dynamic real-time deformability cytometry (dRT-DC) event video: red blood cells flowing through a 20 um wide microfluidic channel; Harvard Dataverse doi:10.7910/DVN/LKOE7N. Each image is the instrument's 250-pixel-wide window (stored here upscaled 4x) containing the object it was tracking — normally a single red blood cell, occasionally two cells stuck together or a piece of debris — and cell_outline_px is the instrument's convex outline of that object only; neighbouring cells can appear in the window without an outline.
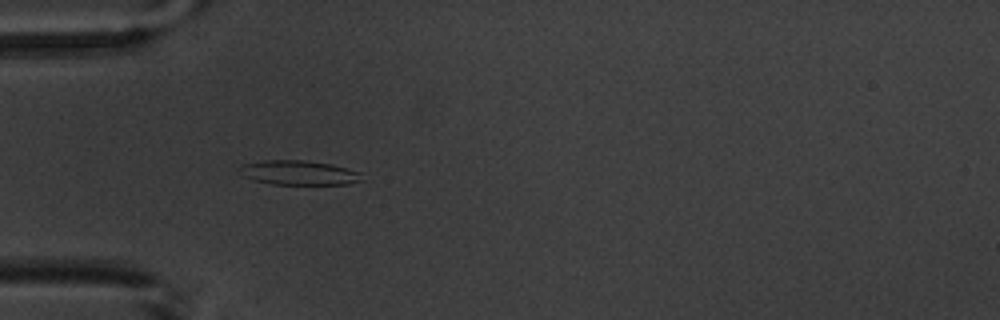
{"species": "common noctule bat (a hibernating species)", "species_latin": "Nyctalus noctula", "temperature_condition": "warm", "stored_images_in_passage": 15, "camera_frame_rate_fps": 3000, "um_per_image_px": 0.085, "animal": {"sex": "male", "body_mass_g": 20.1, "forearm_length_mm": 53.5}, "frame": {"image": 1, "passage_image": 5, "time_ms": 4.667, "image_size_px": [1000, 320], "cell_outline_px": [[364, 180], [348, 184], [272, 184], [252, 180], [244, 176], [236, 168], [240, 164], [264, 160], [304, 160], [332, 164], [360, 172]], "centroid_in_image_um": [25.36, 14.67], "position_along_channel_um": 59.6, "area_um2": 17.63}}
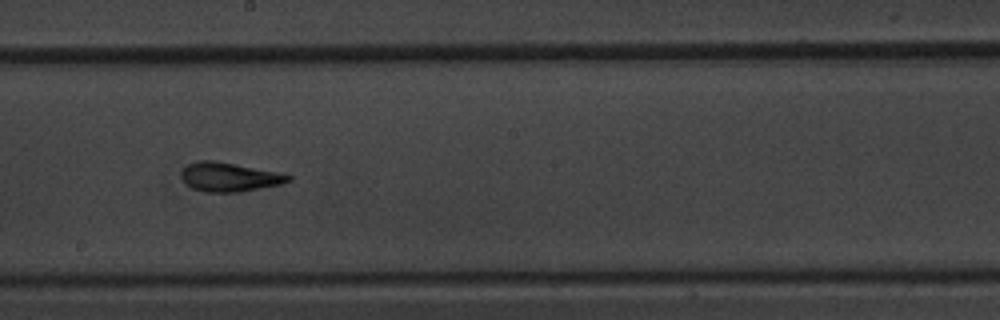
{"frame": {"image": 2, "passage_image": 9, "time_ms": 9.333, "image_size_px": [1000, 320], "cell_outline_px": [[292, 180], [280, 184], [240, 192], [204, 192], [192, 188], [184, 184], [180, 176], [180, 172], [188, 164], [200, 160], [212, 160], [276, 172], [292, 176]], "centroid_in_image_um": [19.42, 15.06], "position_along_channel_um": 228.8, "area_um2": 17.98}}
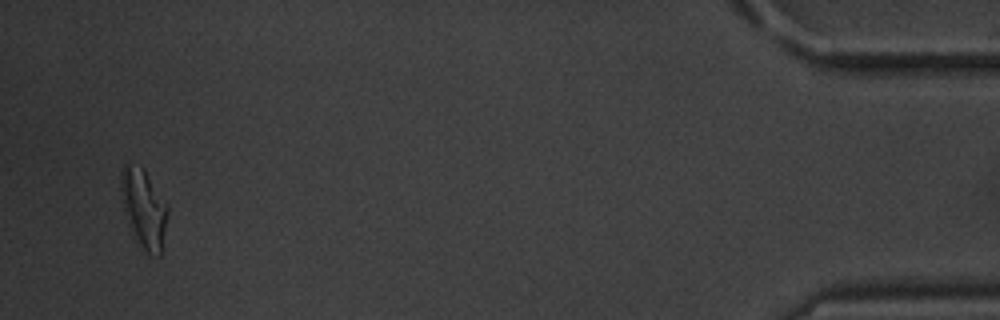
{"frame": {"image": 3, "passage_image": 15, "time_ms": 16.667, "image_size_px": [1000, 320], "cell_outline_px": [[168, 212], [160, 256], [144, 252], [136, 244], [124, 208], [120, 188], [120, 172], [124, 164], [128, 164], [144, 168], [168, 208]], "centroid_in_image_um": [12.2, 17.74], "position_along_channel_um": 423.0, "area_um2": 21.15}, "authors_computed_cell_mechanics": {"area_um2": 17.9758, "velocity_mm_per_s": 3.7026, "shape_relaxation_time_tau1_ms": 7.7493, "shape_relaxation_time_tau2_ms": 1.3939, "deformation_change_tau1": 0.2359, "deformation_change_tau2": 0.0712}}